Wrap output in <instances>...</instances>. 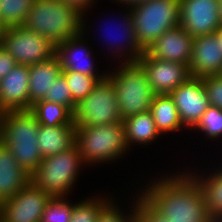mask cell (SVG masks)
Returning a JSON list of instances; mask_svg holds the SVG:
<instances>
[{
  "instance_id": "10",
  "label": "cell",
  "mask_w": 222,
  "mask_h": 222,
  "mask_svg": "<svg viewBox=\"0 0 222 222\" xmlns=\"http://www.w3.org/2000/svg\"><path fill=\"white\" fill-rule=\"evenodd\" d=\"M87 12V10L83 11L82 32L77 36H72L58 43L56 45L55 54L59 59L62 71H75L88 76H106L108 70H99L96 66L98 63H95L97 57H92L95 54L93 53L92 47L89 45V41L91 40L88 34L92 31L89 29L91 27L88 23L89 15Z\"/></svg>"
},
{
  "instance_id": "19",
  "label": "cell",
  "mask_w": 222,
  "mask_h": 222,
  "mask_svg": "<svg viewBox=\"0 0 222 222\" xmlns=\"http://www.w3.org/2000/svg\"><path fill=\"white\" fill-rule=\"evenodd\" d=\"M30 181L31 175L18 164L9 148L0 141V204L12 199Z\"/></svg>"
},
{
  "instance_id": "37",
  "label": "cell",
  "mask_w": 222,
  "mask_h": 222,
  "mask_svg": "<svg viewBox=\"0 0 222 222\" xmlns=\"http://www.w3.org/2000/svg\"><path fill=\"white\" fill-rule=\"evenodd\" d=\"M111 1H113V3H115L114 1H116V4L119 3V4H117L119 6L122 5V7L131 8L137 4H141V3L146 2L148 0H111Z\"/></svg>"
},
{
  "instance_id": "17",
  "label": "cell",
  "mask_w": 222,
  "mask_h": 222,
  "mask_svg": "<svg viewBox=\"0 0 222 222\" xmlns=\"http://www.w3.org/2000/svg\"><path fill=\"white\" fill-rule=\"evenodd\" d=\"M193 40L194 38L179 25L163 33L146 52L156 59L179 62L188 67Z\"/></svg>"
},
{
  "instance_id": "23",
  "label": "cell",
  "mask_w": 222,
  "mask_h": 222,
  "mask_svg": "<svg viewBox=\"0 0 222 222\" xmlns=\"http://www.w3.org/2000/svg\"><path fill=\"white\" fill-rule=\"evenodd\" d=\"M125 128V137L129 149L133 150V146L137 145L140 147L151 145L158 141L162 135L158 131L154 119L150 111L141 112L136 115L122 120ZM146 145V146H145Z\"/></svg>"
},
{
  "instance_id": "4",
  "label": "cell",
  "mask_w": 222,
  "mask_h": 222,
  "mask_svg": "<svg viewBox=\"0 0 222 222\" xmlns=\"http://www.w3.org/2000/svg\"><path fill=\"white\" fill-rule=\"evenodd\" d=\"M75 145L86 167L113 165L130 152L122 122L76 128Z\"/></svg>"
},
{
  "instance_id": "13",
  "label": "cell",
  "mask_w": 222,
  "mask_h": 222,
  "mask_svg": "<svg viewBox=\"0 0 222 222\" xmlns=\"http://www.w3.org/2000/svg\"><path fill=\"white\" fill-rule=\"evenodd\" d=\"M179 22L193 38L213 34L222 25L218 0H180Z\"/></svg>"
},
{
  "instance_id": "20",
  "label": "cell",
  "mask_w": 222,
  "mask_h": 222,
  "mask_svg": "<svg viewBox=\"0 0 222 222\" xmlns=\"http://www.w3.org/2000/svg\"><path fill=\"white\" fill-rule=\"evenodd\" d=\"M29 69V110L35 102L43 100L54 81L62 73V67L56 54L34 65Z\"/></svg>"
},
{
  "instance_id": "24",
  "label": "cell",
  "mask_w": 222,
  "mask_h": 222,
  "mask_svg": "<svg viewBox=\"0 0 222 222\" xmlns=\"http://www.w3.org/2000/svg\"><path fill=\"white\" fill-rule=\"evenodd\" d=\"M149 111L162 136L167 133V135L182 133L183 129L187 130L183 126L177 107L169 94H156Z\"/></svg>"
},
{
  "instance_id": "27",
  "label": "cell",
  "mask_w": 222,
  "mask_h": 222,
  "mask_svg": "<svg viewBox=\"0 0 222 222\" xmlns=\"http://www.w3.org/2000/svg\"><path fill=\"white\" fill-rule=\"evenodd\" d=\"M34 0H0V25L3 29L23 26Z\"/></svg>"
},
{
  "instance_id": "38",
  "label": "cell",
  "mask_w": 222,
  "mask_h": 222,
  "mask_svg": "<svg viewBox=\"0 0 222 222\" xmlns=\"http://www.w3.org/2000/svg\"><path fill=\"white\" fill-rule=\"evenodd\" d=\"M214 33L216 35V39L218 40V42L220 43V46L222 48V25Z\"/></svg>"
},
{
  "instance_id": "1",
  "label": "cell",
  "mask_w": 222,
  "mask_h": 222,
  "mask_svg": "<svg viewBox=\"0 0 222 222\" xmlns=\"http://www.w3.org/2000/svg\"><path fill=\"white\" fill-rule=\"evenodd\" d=\"M186 168L174 174L164 171L149 182L142 180L148 184L142 183L135 192L168 222H214L201 185L188 171L191 168Z\"/></svg>"
},
{
  "instance_id": "7",
  "label": "cell",
  "mask_w": 222,
  "mask_h": 222,
  "mask_svg": "<svg viewBox=\"0 0 222 222\" xmlns=\"http://www.w3.org/2000/svg\"><path fill=\"white\" fill-rule=\"evenodd\" d=\"M130 9L138 43L145 51L167 30L180 25V0H148Z\"/></svg>"
},
{
  "instance_id": "28",
  "label": "cell",
  "mask_w": 222,
  "mask_h": 222,
  "mask_svg": "<svg viewBox=\"0 0 222 222\" xmlns=\"http://www.w3.org/2000/svg\"><path fill=\"white\" fill-rule=\"evenodd\" d=\"M71 90L73 101L77 104L84 99L95 87V84L105 76H88L75 71H62L61 73Z\"/></svg>"
},
{
  "instance_id": "3",
  "label": "cell",
  "mask_w": 222,
  "mask_h": 222,
  "mask_svg": "<svg viewBox=\"0 0 222 222\" xmlns=\"http://www.w3.org/2000/svg\"><path fill=\"white\" fill-rule=\"evenodd\" d=\"M39 125L30 110L0 113V141L9 148L18 164L30 175L44 158L38 147Z\"/></svg>"
},
{
  "instance_id": "15",
  "label": "cell",
  "mask_w": 222,
  "mask_h": 222,
  "mask_svg": "<svg viewBox=\"0 0 222 222\" xmlns=\"http://www.w3.org/2000/svg\"><path fill=\"white\" fill-rule=\"evenodd\" d=\"M137 62L146 72L147 79L155 94H170L190 78L188 67L185 64L156 59L146 51Z\"/></svg>"
},
{
  "instance_id": "31",
  "label": "cell",
  "mask_w": 222,
  "mask_h": 222,
  "mask_svg": "<svg viewBox=\"0 0 222 222\" xmlns=\"http://www.w3.org/2000/svg\"><path fill=\"white\" fill-rule=\"evenodd\" d=\"M137 193L134 194V196L131 195V198L133 197V201L130 202L128 206L130 208L126 210L123 209V205L120 202L116 201L117 197L115 200L113 199L100 213L99 217L97 218L96 222H132L133 221V216H134V209H135V201H136V195ZM121 205V206H119ZM129 210V211H128Z\"/></svg>"
},
{
  "instance_id": "41",
  "label": "cell",
  "mask_w": 222,
  "mask_h": 222,
  "mask_svg": "<svg viewBox=\"0 0 222 222\" xmlns=\"http://www.w3.org/2000/svg\"><path fill=\"white\" fill-rule=\"evenodd\" d=\"M1 45H2V38H0V48H1Z\"/></svg>"
},
{
  "instance_id": "29",
  "label": "cell",
  "mask_w": 222,
  "mask_h": 222,
  "mask_svg": "<svg viewBox=\"0 0 222 222\" xmlns=\"http://www.w3.org/2000/svg\"><path fill=\"white\" fill-rule=\"evenodd\" d=\"M193 129L192 132L196 130L201 132L205 140L222 139V109L209 106Z\"/></svg>"
},
{
  "instance_id": "25",
  "label": "cell",
  "mask_w": 222,
  "mask_h": 222,
  "mask_svg": "<svg viewBox=\"0 0 222 222\" xmlns=\"http://www.w3.org/2000/svg\"><path fill=\"white\" fill-rule=\"evenodd\" d=\"M30 111L39 124L44 126L75 125L73 112L68 108L47 100H39L32 104Z\"/></svg>"
},
{
  "instance_id": "6",
  "label": "cell",
  "mask_w": 222,
  "mask_h": 222,
  "mask_svg": "<svg viewBox=\"0 0 222 222\" xmlns=\"http://www.w3.org/2000/svg\"><path fill=\"white\" fill-rule=\"evenodd\" d=\"M85 166L77 146L74 145L67 151L44 157L31 174V182L51 197L69 198L75 190L80 172L87 168Z\"/></svg>"
},
{
  "instance_id": "2",
  "label": "cell",
  "mask_w": 222,
  "mask_h": 222,
  "mask_svg": "<svg viewBox=\"0 0 222 222\" xmlns=\"http://www.w3.org/2000/svg\"><path fill=\"white\" fill-rule=\"evenodd\" d=\"M23 26L57 45L82 32L83 11L62 0H34Z\"/></svg>"
},
{
  "instance_id": "12",
  "label": "cell",
  "mask_w": 222,
  "mask_h": 222,
  "mask_svg": "<svg viewBox=\"0 0 222 222\" xmlns=\"http://www.w3.org/2000/svg\"><path fill=\"white\" fill-rule=\"evenodd\" d=\"M123 9H125V10H123ZM123 9H122V13H120L118 15L119 18H116V19H118V20H116V21H118V24H117V22H114V23H116V26L118 27L117 28L116 26H114L115 28H113V29H115V33L117 31L116 36H115V33L112 32V30H110V32H111L110 34L108 31V35H107L108 37L104 35L103 37H105V38H103L102 37L103 34H102L101 37L104 39L102 41L103 42L102 44L104 46L107 44L106 48L108 50L104 49V51L105 52L107 51L109 53V54H107V55H109V57H110V55L113 56V57H110V58H112V59H110L111 61H114L116 63H117V60H118V63L137 62V60L145 52V50L138 43L135 29H134V25H133L131 9L127 8V7H124ZM110 19H111V17H110ZM112 19L114 20V18H112ZM112 23H110L111 26H113ZM104 26H105V24H104ZM106 29H107V26H106ZM106 29H105V31H106ZM107 30H109V29H107ZM105 31H103V32H105ZM100 32H102V30ZM105 34H107V31ZM111 34H113V35L111 36ZM109 36L111 37V39ZM104 42H105V44H104Z\"/></svg>"
},
{
  "instance_id": "8",
  "label": "cell",
  "mask_w": 222,
  "mask_h": 222,
  "mask_svg": "<svg viewBox=\"0 0 222 222\" xmlns=\"http://www.w3.org/2000/svg\"><path fill=\"white\" fill-rule=\"evenodd\" d=\"M73 118L76 128L122 122L115 87L108 75L99 80L93 90L76 104Z\"/></svg>"
},
{
  "instance_id": "30",
  "label": "cell",
  "mask_w": 222,
  "mask_h": 222,
  "mask_svg": "<svg viewBox=\"0 0 222 222\" xmlns=\"http://www.w3.org/2000/svg\"><path fill=\"white\" fill-rule=\"evenodd\" d=\"M74 201L67 197H52L46 204L40 222H70Z\"/></svg>"
},
{
  "instance_id": "26",
  "label": "cell",
  "mask_w": 222,
  "mask_h": 222,
  "mask_svg": "<svg viewBox=\"0 0 222 222\" xmlns=\"http://www.w3.org/2000/svg\"><path fill=\"white\" fill-rule=\"evenodd\" d=\"M105 192L101 195L98 193L92 196H88L83 200L77 199L72 207L70 222H96L101 211L114 199L111 192L110 196Z\"/></svg>"
},
{
  "instance_id": "9",
  "label": "cell",
  "mask_w": 222,
  "mask_h": 222,
  "mask_svg": "<svg viewBox=\"0 0 222 222\" xmlns=\"http://www.w3.org/2000/svg\"><path fill=\"white\" fill-rule=\"evenodd\" d=\"M19 65H34L55 55L56 45L24 26L3 29L2 45Z\"/></svg>"
},
{
  "instance_id": "21",
  "label": "cell",
  "mask_w": 222,
  "mask_h": 222,
  "mask_svg": "<svg viewBox=\"0 0 222 222\" xmlns=\"http://www.w3.org/2000/svg\"><path fill=\"white\" fill-rule=\"evenodd\" d=\"M217 166L213 165L214 168H210L211 170L199 167V171L196 168L188 171L201 185L211 219L214 222H222V164L218 163Z\"/></svg>"
},
{
  "instance_id": "32",
  "label": "cell",
  "mask_w": 222,
  "mask_h": 222,
  "mask_svg": "<svg viewBox=\"0 0 222 222\" xmlns=\"http://www.w3.org/2000/svg\"><path fill=\"white\" fill-rule=\"evenodd\" d=\"M43 100L68 107L72 112L76 107V103L72 99L71 90L62 74L54 81Z\"/></svg>"
},
{
  "instance_id": "34",
  "label": "cell",
  "mask_w": 222,
  "mask_h": 222,
  "mask_svg": "<svg viewBox=\"0 0 222 222\" xmlns=\"http://www.w3.org/2000/svg\"><path fill=\"white\" fill-rule=\"evenodd\" d=\"M207 93L209 105L222 109V75L201 78Z\"/></svg>"
},
{
  "instance_id": "33",
  "label": "cell",
  "mask_w": 222,
  "mask_h": 222,
  "mask_svg": "<svg viewBox=\"0 0 222 222\" xmlns=\"http://www.w3.org/2000/svg\"><path fill=\"white\" fill-rule=\"evenodd\" d=\"M132 222H168L156 212L137 192Z\"/></svg>"
},
{
  "instance_id": "18",
  "label": "cell",
  "mask_w": 222,
  "mask_h": 222,
  "mask_svg": "<svg viewBox=\"0 0 222 222\" xmlns=\"http://www.w3.org/2000/svg\"><path fill=\"white\" fill-rule=\"evenodd\" d=\"M29 110V69L15 66L0 80V113Z\"/></svg>"
},
{
  "instance_id": "16",
  "label": "cell",
  "mask_w": 222,
  "mask_h": 222,
  "mask_svg": "<svg viewBox=\"0 0 222 222\" xmlns=\"http://www.w3.org/2000/svg\"><path fill=\"white\" fill-rule=\"evenodd\" d=\"M188 70L195 78L221 75L222 48L215 33L194 38Z\"/></svg>"
},
{
  "instance_id": "11",
  "label": "cell",
  "mask_w": 222,
  "mask_h": 222,
  "mask_svg": "<svg viewBox=\"0 0 222 222\" xmlns=\"http://www.w3.org/2000/svg\"><path fill=\"white\" fill-rule=\"evenodd\" d=\"M51 198L30 181L12 199L0 204V222H40Z\"/></svg>"
},
{
  "instance_id": "22",
  "label": "cell",
  "mask_w": 222,
  "mask_h": 222,
  "mask_svg": "<svg viewBox=\"0 0 222 222\" xmlns=\"http://www.w3.org/2000/svg\"><path fill=\"white\" fill-rule=\"evenodd\" d=\"M75 125L38 126V147L43 157L56 155L75 145Z\"/></svg>"
},
{
  "instance_id": "36",
  "label": "cell",
  "mask_w": 222,
  "mask_h": 222,
  "mask_svg": "<svg viewBox=\"0 0 222 222\" xmlns=\"http://www.w3.org/2000/svg\"><path fill=\"white\" fill-rule=\"evenodd\" d=\"M62 1L77 6L81 11L87 10L90 13L91 11L89 10H92L93 7L95 8L96 7L95 4L99 0H62Z\"/></svg>"
},
{
  "instance_id": "40",
  "label": "cell",
  "mask_w": 222,
  "mask_h": 222,
  "mask_svg": "<svg viewBox=\"0 0 222 222\" xmlns=\"http://www.w3.org/2000/svg\"><path fill=\"white\" fill-rule=\"evenodd\" d=\"M2 32H3V28L0 25V38H2Z\"/></svg>"
},
{
  "instance_id": "14",
  "label": "cell",
  "mask_w": 222,
  "mask_h": 222,
  "mask_svg": "<svg viewBox=\"0 0 222 222\" xmlns=\"http://www.w3.org/2000/svg\"><path fill=\"white\" fill-rule=\"evenodd\" d=\"M169 95L177 107L183 126L191 132L210 106L202 79L190 77Z\"/></svg>"
},
{
  "instance_id": "35",
  "label": "cell",
  "mask_w": 222,
  "mask_h": 222,
  "mask_svg": "<svg viewBox=\"0 0 222 222\" xmlns=\"http://www.w3.org/2000/svg\"><path fill=\"white\" fill-rule=\"evenodd\" d=\"M18 64L14 58L3 48H0V80L3 79Z\"/></svg>"
},
{
  "instance_id": "39",
  "label": "cell",
  "mask_w": 222,
  "mask_h": 222,
  "mask_svg": "<svg viewBox=\"0 0 222 222\" xmlns=\"http://www.w3.org/2000/svg\"><path fill=\"white\" fill-rule=\"evenodd\" d=\"M218 3H219L220 19H221V23H222V0H218Z\"/></svg>"
},
{
  "instance_id": "5",
  "label": "cell",
  "mask_w": 222,
  "mask_h": 222,
  "mask_svg": "<svg viewBox=\"0 0 222 222\" xmlns=\"http://www.w3.org/2000/svg\"><path fill=\"white\" fill-rule=\"evenodd\" d=\"M117 66V67H116ZM107 75L113 81L122 120L149 111L156 95L138 62L117 63Z\"/></svg>"
}]
</instances>
